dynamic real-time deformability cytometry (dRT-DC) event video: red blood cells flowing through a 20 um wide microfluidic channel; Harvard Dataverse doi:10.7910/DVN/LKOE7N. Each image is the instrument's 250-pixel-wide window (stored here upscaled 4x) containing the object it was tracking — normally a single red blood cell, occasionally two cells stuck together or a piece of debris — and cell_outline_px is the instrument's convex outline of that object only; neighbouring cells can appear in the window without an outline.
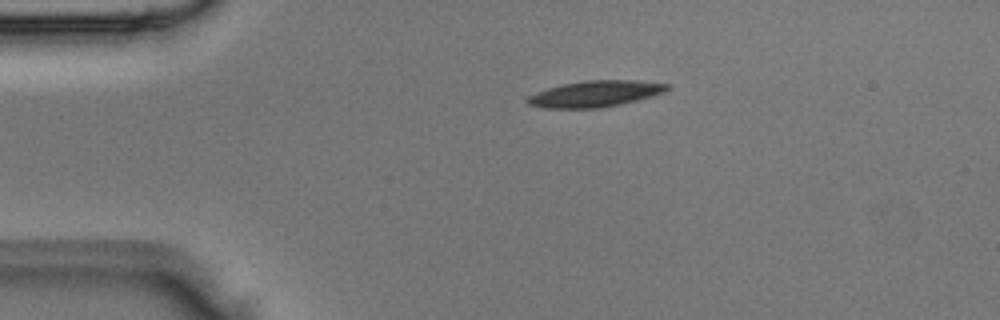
{"species": "Egyptian fruit bat (a non-hibernating species)", "species_latin": "Rousettus aegyptiacus", "temperature_condition": "room temperature", "stored_images_in_passage": 2, "camera_frame_rate_fps": 3000, "um_per_image_px": 0.085, "animal": {"sex": "male"}, "frame": {"image": 1, "passage_image": 1, "time_ms": 0.0, "image_size_px": [1000, 320], "cell_outline_px": [[672, 88], [664, 92], [652, 96], [620, 104], [596, 108], [548, 108], [528, 104], [524, 100], [528, 96], [536, 92], [548, 88], [564, 84], [584, 80], [632, 80], [668, 84]], "centroid_in_image_um": [50.59, 7.97], "position_along_channel_um": 34.4, "area_um2": 21.15}}
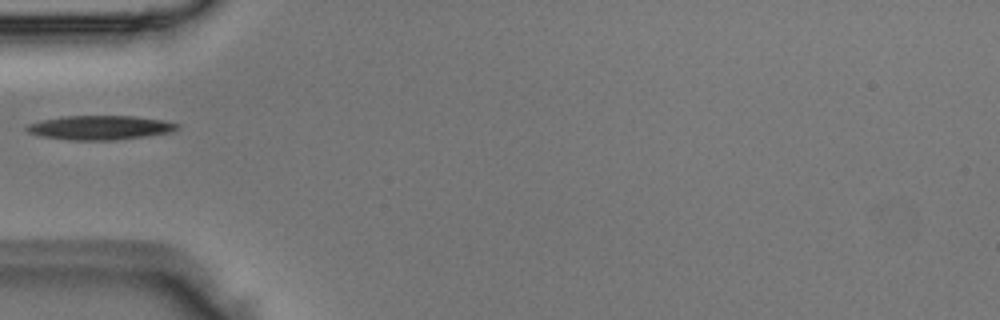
{"frame": {"image": 2, "passage_image": 2, "time_ms": 0.333, "image_size_px": [1000, 320], "cell_outline_px": [[180, 128], [172, 132], [116, 140], [68, 140], [40, 136], [28, 132], [24, 128], [28, 124], [40, 120], [64, 116], [136, 116], [164, 120], [180, 124]], "centroid_in_image_um": [8.51, 10.84], "position_along_channel_um": 76.5, "area_um2": 21.39}}